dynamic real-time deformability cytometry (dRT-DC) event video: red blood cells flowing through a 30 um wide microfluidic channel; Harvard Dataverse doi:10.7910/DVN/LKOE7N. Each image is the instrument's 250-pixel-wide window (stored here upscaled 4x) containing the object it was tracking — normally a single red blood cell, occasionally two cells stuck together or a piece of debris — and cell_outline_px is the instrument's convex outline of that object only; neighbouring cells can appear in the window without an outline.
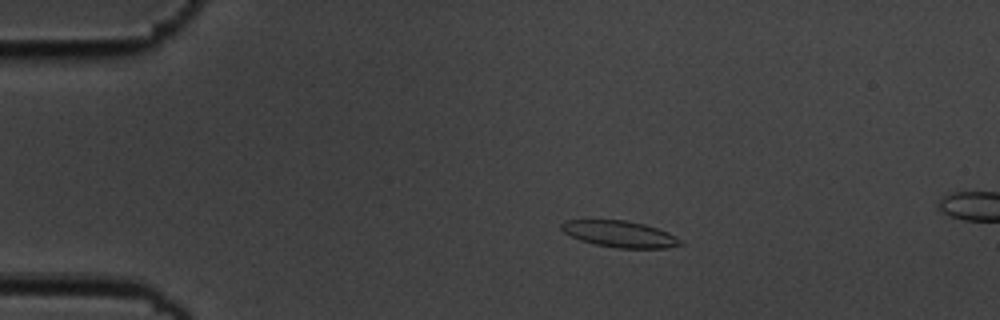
{"species": "common noctule bat (a hibernating species)", "species_latin": "Nyctalus noctula", "temperature_condition": "cold", "stored_images_in_passage": 4, "camera_frame_rate_fps": 3000, "um_per_image_px": 0.085, "animal": {"sex": "male", "body_mass_g": 19.5, "forearm_length_mm": 54.6}, "frame": {"image": 1, "passage_image": 2, "time_ms": 0.333, "image_size_px": [1000, 320], "cell_outline_px": [[684, 244], [668, 248], [616, 248], [596, 244], [580, 240], [564, 232], [560, 228], [560, 224], [564, 220], [628, 220], [644, 224], [668, 232], [676, 236]], "centroid_in_image_um": [52.69, 19.89], "position_along_channel_um": 32.3, "area_um2": 18.32}}